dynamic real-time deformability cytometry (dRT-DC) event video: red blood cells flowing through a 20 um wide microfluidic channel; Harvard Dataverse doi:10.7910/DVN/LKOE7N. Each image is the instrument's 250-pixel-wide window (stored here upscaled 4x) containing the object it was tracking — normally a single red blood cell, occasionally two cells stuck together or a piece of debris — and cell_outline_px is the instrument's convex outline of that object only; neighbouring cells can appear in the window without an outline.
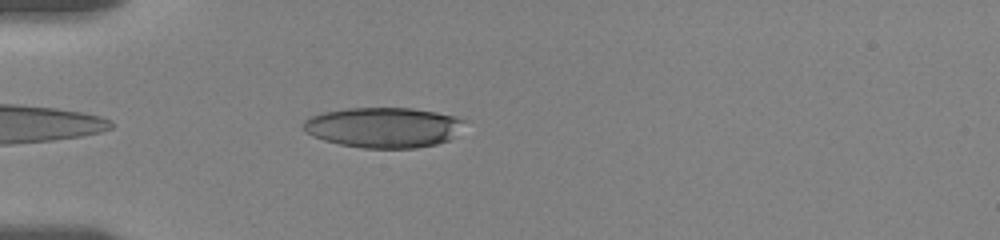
{"species": "human", "species_latin": "Homo sapiens", "temperature_condition": "room temperature", "stored_images_in_passage": 32, "camera_frame_rate_fps": 3000, "um_per_image_px": 0.085, "donor": {"sex": "female"}, "frame": {"image": 1, "passage_image": 2, "time_ms": 0.333, "image_size_px": [1000, 240], "cell_outline_px": [[468, 120], [448, 140], [436, 144], [416, 148], [364, 148], [340, 144], [324, 140], [312, 136], [304, 132], [300, 128], [304, 120], [312, 116], [324, 112], [348, 108], [412, 108], [436, 112], [456, 116]], "centroid_in_image_um": [32.57, 10.83], "position_along_channel_um": 52.4, "area_um2": 37.92}}
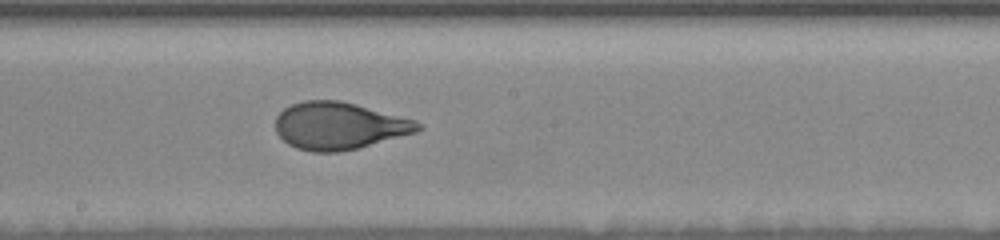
{"frame": {"image": 2, "passage_image": 14, "time_ms": 5.333, "image_size_px": [1000, 240], "cell_outline_px": [[424, 128], [416, 132], [356, 148], [340, 152], [312, 152], [296, 148], [288, 144], [276, 132], [276, 116], [284, 108], [292, 104], [304, 100], [340, 100], [356, 104], [416, 120], [424, 124]], "centroid_in_image_um": [28.82, 10.69], "position_along_channel_um": 219.4, "area_um2": 39.19}}
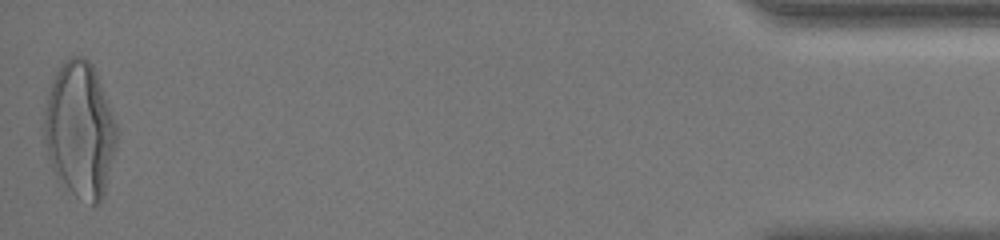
{"frame": {"image": 3, "passage_image": 32, "time_ms": 13.333, "image_size_px": [1000, 240], "cell_outline_px": [[116, 144], [104, 196], [100, 204], [92, 204], [76, 196], [56, 176], [52, 168], [48, 156], [44, 140], [44, 112], [48, 92], [52, 80], [60, 64], [68, 56], [84, 56], [92, 64], [96, 72], [116, 124]], "centroid_in_image_um": [6.77, 11.02], "position_along_channel_um": 428.4, "area_um2": 57.11}, "authors_computed_cell_mechanics": {"area_um2": 39.5352, "velocity_mm_per_s": 3.6116, "shape_relaxation_time_tau1_ms": 5.4072, "shape_relaxation_time_tau2_ms": null, "deformation_change_tau1": 0.2153, "deformation_change_tau2": null}}